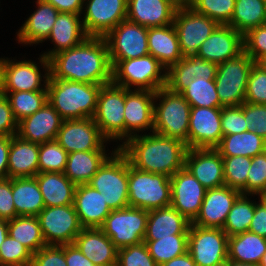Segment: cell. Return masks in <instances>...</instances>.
Masks as SVG:
<instances>
[{"label":"cell","instance_id":"b9f144b4","mask_svg":"<svg viewBox=\"0 0 266 266\" xmlns=\"http://www.w3.org/2000/svg\"><path fill=\"white\" fill-rule=\"evenodd\" d=\"M143 242L158 265L188 252V234H176L155 241Z\"/></svg>","mask_w":266,"mask_h":266},{"label":"cell","instance_id":"1f68e13d","mask_svg":"<svg viewBox=\"0 0 266 266\" xmlns=\"http://www.w3.org/2000/svg\"><path fill=\"white\" fill-rule=\"evenodd\" d=\"M147 41L149 54L156 58L166 69L183 58L178 34L173 23L148 28Z\"/></svg>","mask_w":266,"mask_h":266},{"label":"cell","instance_id":"7402d4cb","mask_svg":"<svg viewBox=\"0 0 266 266\" xmlns=\"http://www.w3.org/2000/svg\"><path fill=\"white\" fill-rule=\"evenodd\" d=\"M240 195V191L225 185L206 189L200 212L191 224L223 229L227 215Z\"/></svg>","mask_w":266,"mask_h":266},{"label":"cell","instance_id":"484cf974","mask_svg":"<svg viewBox=\"0 0 266 266\" xmlns=\"http://www.w3.org/2000/svg\"><path fill=\"white\" fill-rule=\"evenodd\" d=\"M177 8L171 0H127V20L146 28L166 26Z\"/></svg>","mask_w":266,"mask_h":266},{"label":"cell","instance_id":"ffe728a7","mask_svg":"<svg viewBox=\"0 0 266 266\" xmlns=\"http://www.w3.org/2000/svg\"><path fill=\"white\" fill-rule=\"evenodd\" d=\"M222 107H191L188 149L215 148L221 141Z\"/></svg>","mask_w":266,"mask_h":266},{"label":"cell","instance_id":"816d5d0a","mask_svg":"<svg viewBox=\"0 0 266 266\" xmlns=\"http://www.w3.org/2000/svg\"><path fill=\"white\" fill-rule=\"evenodd\" d=\"M245 102L266 104V72L256 63L249 74Z\"/></svg>","mask_w":266,"mask_h":266},{"label":"cell","instance_id":"cb8c5ba5","mask_svg":"<svg viewBox=\"0 0 266 266\" xmlns=\"http://www.w3.org/2000/svg\"><path fill=\"white\" fill-rule=\"evenodd\" d=\"M243 52V35L229 25H218L201 44L197 55L216 64L237 57Z\"/></svg>","mask_w":266,"mask_h":266},{"label":"cell","instance_id":"680465c9","mask_svg":"<svg viewBox=\"0 0 266 266\" xmlns=\"http://www.w3.org/2000/svg\"><path fill=\"white\" fill-rule=\"evenodd\" d=\"M16 217L12 195V178L0 180V218L11 220Z\"/></svg>","mask_w":266,"mask_h":266},{"label":"cell","instance_id":"c3c4849f","mask_svg":"<svg viewBox=\"0 0 266 266\" xmlns=\"http://www.w3.org/2000/svg\"><path fill=\"white\" fill-rule=\"evenodd\" d=\"M33 253L9 234L0 247V266H30Z\"/></svg>","mask_w":266,"mask_h":266},{"label":"cell","instance_id":"d4e9b609","mask_svg":"<svg viewBox=\"0 0 266 266\" xmlns=\"http://www.w3.org/2000/svg\"><path fill=\"white\" fill-rule=\"evenodd\" d=\"M217 64L204 60L201 56L183 57L167 69L166 86L170 91L181 93L194 78L215 80Z\"/></svg>","mask_w":266,"mask_h":266},{"label":"cell","instance_id":"d590c367","mask_svg":"<svg viewBox=\"0 0 266 266\" xmlns=\"http://www.w3.org/2000/svg\"><path fill=\"white\" fill-rule=\"evenodd\" d=\"M12 195L17 216H33L45 208L35 177L12 178Z\"/></svg>","mask_w":266,"mask_h":266},{"label":"cell","instance_id":"f35d334b","mask_svg":"<svg viewBox=\"0 0 266 266\" xmlns=\"http://www.w3.org/2000/svg\"><path fill=\"white\" fill-rule=\"evenodd\" d=\"M263 24H266L265 0H236L233 16L227 25L244 35Z\"/></svg>","mask_w":266,"mask_h":266},{"label":"cell","instance_id":"d6a6232c","mask_svg":"<svg viewBox=\"0 0 266 266\" xmlns=\"http://www.w3.org/2000/svg\"><path fill=\"white\" fill-rule=\"evenodd\" d=\"M39 144L11 136L8 178L35 177L38 173Z\"/></svg>","mask_w":266,"mask_h":266},{"label":"cell","instance_id":"f6af8a7d","mask_svg":"<svg viewBox=\"0 0 266 266\" xmlns=\"http://www.w3.org/2000/svg\"><path fill=\"white\" fill-rule=\"evenodd\" d=\"M224 185L247 195V177L252 157L222 156Z\"/></svg>","mask_w":266,"mask_h":266},{"label":"cell","instance_id":"8992f818","mask_svg":"<svg viewBox=\"0 0 266 266\" xmlns=\"http://www.w3.org/2000/svg\"><path fill=\"white\" fill-rule=\"evenodd\" d=\"M129 206L143 210L166 208L171 205V178L139 170L128 160Z\"/></svg>","mask_w":266,"mask_h":266},{"label":"cell","instance_id":"ab89813d","mask_svg":"<svg viewBox=\"0 0 266 266\" xmlns=\"http://www.w3.org/2000/svg\"><path fill=\"white\" fill-rule=\"evenodd\" d=\"M8 234L33 254L46 246L38 217L17 216L8 220Z\"/></svg>","mask_w":266,"mask_h":266},{"label":"cell","instance_id":"ac0fdd59","mask_svg":"<svg viewBox=\"0 0 266 266\" xmlns=\"http://www.w3.org/2000/svg\"><path fill=\"white\" fill-rule=\"evenodd\" d=\"M170 178V206L192 223L200 212L206 188L185 167Z\"/></svg>","mask_w":266,"mask_h":266},{"label":"cell","instance_id":"11a10c76","mask_svg":"<svg viewBox=\"0 0 266 266\" xmlns=\"http://www.w3.org/2000/svg\"><path fill=\"white\" fill-rule=\"evenodd\" d=\"M244 117L248 130L266 140V104L244 102Z\"/></svg>","mask_w":266,"mask_h":266},{"label":"cell","instance_id":"277c9868","mask_svg":"<svg viewBox=\"0 0 266 266\" xmlns=\"http://www.w3.org/2000/svg\"><path fill=\"white\" fill-rule=\"evenodd\" d=\"M190 113L191 106L180 93L167 87L158 89L155 92L153 132L181 140L188 148Z\"/></svg>","mask_w":266,"mask_h":266},{"label":"cell","instance_id":"7c38bea8","mask_svg":"<svg viewBox=\"0 0 266 266\" xmlns=\"http://www.w3.org/2000/svg\"><path fill=\"white\" fill-rule=\"evenodd\" d=\"M228 235L221 228L190 224L188 252L197 266H215L228 260Z\"/></svg>","mask_w":266,"mask_h":266},{"label":"cell","instance_id":"94428289","mask_svg":"<svg viewBox=\"0 0 266 266\" xmlns=\"http://www.w3.org/2000/svg\"><path fill=\"white\" fill-rule=\"evenodd\" d=\"M67 266H95L74 244H65Z\"/></svg>","mask_w":266,"mask_h":266},{"label":"cell","instance_id":"30bf717a","mask_svg":"<svg viewBox=\"0 0 266 266\" xmlns=\"http://www.w3.org/2000/svg\"><path fill=\"white\" fill-rule=\"evenodd\" d=\"M148 211L136 207L112 210L100 229L120 249L143 242L146 234Z\"/></svg>","mask_w":266,"mask_h":266},{"label":"cell","instance_id":"9f6ffc18","mask_svg":"<svg viewBox=\"0 0 266 266\" xmlns=\"http://www.w3.org/2000/svg\"><path fill=\"white\" fill-rule=\"evenodd\" d=\"M30 266H67L64 245H46L33 254Z\"/></svg>","mask_w":266,"mask_h":266},{"label":"cell","instance_id":"4316f807","mask_svg":"<svg viewBox=\"0 0 266 266\" xmlns=\"http://www.w3.org/2000/svg\"><path fill=\"white\" fill-rule=\"evenodd\" d=\"M73 205L83 228H100L112 211L102 193L88 184L76 186Z\"/></svg>","mask_w":266,"mask_h":266},{"label":"cell","instance_id":"91938a15","mask_svg":"<svg viewBox=\"0 0 266 266\" xmlns=\"http://www.w3.org/2000/svg\"><path fill=\"white\" fill-rule=\"evenodd\" d=\"M255 201L254 216L249 227L250 232L266 238V195L259 196Z\"/></svg>","mask_w":266,"mask_h":266},{"label":"cell","instance_id":"be15d7a7","mask_svg":"<svg viewBox=\"0 0 266 266\" xmlns=\"http://www.w3.org/2000/svg\"><path fill=\"white\" fill-rule=\"evenodd\" d=\"M11 136L0 137V180L8 178V157Z\"/></svg>","mask_w":266,"mask_h":266},{"label":"cell","instance_id":"7dc6e473","mask_svg":"<svg viewBox=\"0 0 266 266\" xmlns=\"http://www.w3.org/2000/svg\"><path fill=\"white\" fill-rule=\"evenodd\" d=\"M235 2L236 0H194L190 7L219 25H227L233 16Z\"/></svg>","mask_w":266,"mask_h":266},{"label":"cell","instance_id":"60d3db41","mask_svg":"<svg viewBox=\"0 0 266 266\" xmlns=\"http://www.w3.org/2000/svg\"><path fill=\"white\" fill-rule=\"evenodd\" d=\"M250 195H240L229 211L223 226L225 233L234 236L249 230L255 211V201Z\"/></svg>","mask_w":266,"mask_h":266},{"label":"cell","instance_id":"e575fe53","mask_svg":"<svg viewBox=\"0 0 266 266\" xmlns=\"http://www.w3.org/2000/svg\"><path fill=\"white\" fill-rule=\"evenodd\" d=\"M35 178L41 191L45 207L73 204L77 185L71 182L64 173H38Z\"/></svg>","mask_w":266,"mask_h":266},{"label":"cell","instance_id":"4dcf8cb0","mask_svg":"<svg viewBox=\"0 0 266 266\" xmlns=\"http://www.w3.org/2000/svg\"><path fill=\"white\" fill-rule=\"evenodd\" d=\"M189 222L171 206L148 211L146 234L143 241H155L176 234H188Z\"/></svg>","mask_w":266,"mask_h":266},{"label":"cell","instance_id":"6da1fadb","mask_svg":"<svg viewBox=\"0 0 266 266\" xmlns=\"http://www.w3.org/2000/svg\"><path fill=\"white\" fill-rule=\"evenodd\" d=\"M48 60L50 77L99 85L112 82V66L104 37H87L81 44Z\"/></svg>","mask_w":266,"mask_h":266},{"label":"cell","instance_id":"836d02e7","mask_svg":"<svg viewBox=\"0 0 266 266\" xmlns=\"http://www.w3.org/2000/svg\"><path fill=\"white\" fill-rule=\"evenodd\" d=\"M112 150L111 154L108 150H92L77 151L68 153L67 163L64 174L71 182L78 184H87L96 174L103 163L117 150Z\"/></svg>","mask_w":266,"mask_h":266},{"label":"cell","instance_id":"9a60e30c","mask_svg":"<svg viewBox=\"0 0 266 266\" xmlns=\"http://www.w3.org/2000/svg\"><path fill=\"white\" fill-rule=\"evenodd\" d=\"M148 28L121 21L105 37L110 61H121L143 57L149 54L147 41Z\"/></svg>","mask_w":266,"mask_h":266},{"label":"cell","instance_id":"003e7915","mask_svg":"<svg viewBox=\"0 0 266 266\" xmlns=\"http://www.w3.org/2000/svg\"><path fill=\"white\" fill-rule=\"evenodd\" d=\"M177 7H189L194 0H171Z\"/></svg>","mask_w":266,"mask_h":266},{"label":"cell","instance_id":"2e32d148","mask_svg":"<svg viewBox=\"0 0 266 266\" xmlns=\"http://www.w3.org/2000/svg\"><path fill=\"white\" fill-rule=\"evenodd\" d=\"M83 7L82 24L88 37H105L127 19V0H84Z\"/></svg>","mask_w":266,"mask_h":266},{"label":"cell","instance_id":"bcb514c9","mask_svg":"<svg viewBox=\"0 0 266 266\" xmlns=\"http://www.w3.org/2000/svg\"><path fill=\"white\" fill-rule=\"evenodd\" d=\"M68 153L56 140L39 144V173H63L66 167Z\"/></svg>","mask_w":266,"mask_h":266},{"label":"cell","instance_id":"89a4df30","mask_svg":"<svg viewBox=\"0 0 266 266\" xmlns=\"http://www.w3.org/2000/svg\"><path fill=\"white\" fill-rule=\"evenodd\" d=\"M256 64L260 66L266 72V56L260 58Z\"/></svg>","mask_w":266,"mask_h":266},{"label":"cell","instance_id":"03108f58","mask_svg":"<svg viewBox=\"0 0 266 266\" xmlns=\"http://www.w3.org/2000/svg\"><path fill=\"white\" fill-rule=\"evenodd\" d=\"M8 235V221L0 218V247Z\"/></svg>","mask_w":266,"mask_h":266},{"label":"cell","instance_id":"d6986e66","mask_svg":"<svg viewBox=\"0 0 266 266\" xmlns=\"http://www.w3.org/2000/svg\"><path fill=\"white\" fill-rule=\"evenodd\" d=\"M154 101L155 92L153 91L125 88V142L139 135V132L141 135L146 130L153 132Z\"/></svg>","mask_w":266,"mask_h":266},{"label":"cell","instance_id":"ee69618b","mask_svg":"<svg viewBox=\"0 0 266 266\" xmlns=\"http://www.w3.org/2000/svg\"><path fill=\"white\" fill-rule=\"evenodd\" d=\"M191 107H224L219 100L215 80L194 78L180 93Z\"/></svg>","mask_w":266,"mask_h":266},{"label":"cell","instance_id":"f5cc1de1","mask_svg":"<svg viewBox=\"0 0 266 266\" xmlns=\"http://www.w3.org/2000/svg\"><path fill=\"white\" fill-rule=\"evenodd\" d=\"M243 51L255 63L266 56V24L252 28L243 35Z\"/></svg>","mask_w":266,"mask_h":266},{"label":"cell","instance_id":"8fae6325","mask_svg":"<svg viewBox=\"0 0 266 266\" xmlns=\"http://www.w3.org/2000/svg\"><path fill=\"white\" fill-rule=\"evenodd\" d=\"M38 59L44 74L41 73L40 66L32 60L24 58L23 61H18L3 57V92L47 90L49 60L42 54Z\"/></svg>","mask_w":266,"mask_h":266},{"label":"cell","instance_id":"681fc988","mask_svg":"<svg viewBox=\"0 0 266 266\" xmlns=\"http://www.w3.org/2000/svg\"><path fill=\"white\" fill-rule=\"evenodd\" d=\"M247 175V195H266V151L252 157Z\"/></svg>","mask_w":266,"mask_h":266},{"label":"cell","instance_id":"9c48e42d","mask_svg":"<svg viewBox=\"0 0 266 266\" xmlns=\"http://www.w3.org/2000/svg\"><path fill=\"white\" fill-rule=\"evenodd\" d=\"M254 60L244 51L237 57L217 64L216 91L224 107L240 106L245 102L247 82Z\"/></svg>","mask_w":266,"mask_h":266},{"label":"cell","instance_id":"f546056e","mask_svg":"<svg viewBox=\"0 0 266 266\" xmlns=\"http://www.w3.org/2000/svg\"><path fill=\"white\" fill-rule=\"evenodd\" d=\"M80 16L74 13L59 12L48 37L54 47L42 53L46 59L81 44L88 37Z\"/></svg>","mask_w":266,"mask_h":266},{"label":"cell","instance_id":"ba28073f","mask_svg":"<svg viewBox=\"0 0 266 266\" xmlns=\"http://www.w3.org/2000/svg\"><path fill=\"white\" fill-rule=\"evenodd\" d=\"M125 88L113 82L101 86L93 117L102 135L110 142L125 143Z\"/></svg>","mask_w":266,"mask_h":266},{"label":"cell","instance_id":"603a6c76","mask_svg":"<svg viewBox=\"0 0 266 266\" xmlns=\"http://www.w3.org/2000/svg\"><path fill=\"white\" fill-rule=\"evenodd\" d=\"M63 118L48 101L33 115L18 122L17 135L33 143H45L56 140Z\"/></svg>","mask_w":266,"mask_h":266},{"label":"cell","instance_id":"83f0119b","mask_svg":"<svg viewBox=\"0 0 266 266\" xmlns=\"http://www.w3.org/2000/svg\"><path fill=\"white\" fill-rule=\"evenodd\" d=\"M74 244L95 266H116L118 248L100 228H83Z\"/></svg>","mask_w":266,"mask_h":266},{"label":"cell","instance_id":"753ad0ef","mask_svg":"<svg viewBox=\"0 0 266 266\" xmlns=\"http://www.w3.org/2000/svg\"><path fill=\"white\" fill-rule=\"evenodd\" d=\"M215 266H230V260H226L225 262L215 265Z\"/></svg>","mask_w":266,"mask_h":266},{"label":"cell","instance_id":"7bdbcfd3","mask_svg":"<svg viewBox=\"0 0 266 266\" xmlns=\"http://www.w3.org/2000/svg\"><path fill=\"white\" fill-rule=\"evenodd\" d=\"M17 122L33 115L47 102V90L3 92Z\"/></svg>","mask_w":266,"mask_h":266},{"label":"cell","instance_id":"6125c7cd","mask_svg":"<svg viewBox=\"0 0 266 266\" xmlns=\"http://www.w3.org/2000/svg\"><path fill=\"white\" fill-rule=\"evenodd\" d=\"M52 4L59 12L82 15L84 0H44Z\"/></svg>","mask_w":266,"mask_h":266},{"label":"cell","instance_id":"6f0895ef","mask_svg":"<svg viewBox=\"0 0 266 266\" xmlns=\"http://www.w3.org/2000/svg\"><path fill=\"white\" fill-rule=\"evenodd\" d=\"M18 122L5 95L0 96V137L17 135Z\"/></svg>","mask_w":266,"mask_h":266},{"label":"cell","instance_id":"5b68a950","mask_svg":"<svg viewBox=\"0 0 266 266\" xmlns=\"http://www.w3.org/2000/svg\"><path fill=\"white\" fill-rule=\"evenodd\" d=\"M112 82L128 90H149L156 92L166 86L167 69L152 55L110 61Z\"/></svg>","mask_w":266,"mask_h":266},{"label":"cell","instance_id":"db71d44e","mask_svg":"<svg viewBox=\"0 0 266 266\" xmlns=\"http://www.w3.org/2000/svg\"><path fill=\"white\" fill-rule=\"evenodd\" d=\"M221 127L223 136L249 131L244 117V103L240 106L222 107Z\"/></svg>","mask_w":266,"mask_h":266},{"label":"cell","instance_id":"8c879c8a","mask_svg":"<svg viewBox=\"0 0 266 266\" xmlns=\"http://www.w3.org/2000/svg\"><path fill=\"white\" fill-rule=\"evenodd\" d=\"M259 266H266V252L264 253Z\"/></svg>","mask_w":266,"mask_h":266},{"label":"cell","instance_id":"7a4b0ae2","mask_svg":"<svg viewBox=\"0 0 266 266\" xmlns=\"http://www.w3.org/2000/svg\"><path fill=\"white\" fill-rule=\"evenodd\" d=\"M117 148L130 164L142 171L173 176L184 168L187 145L181 140L144 132L129 138Z\"/></svg>","mask_w":266,"mask_h":266},{"label":"cell","instance_id":"44dd1931","mask_svg":"<svg viewBox=\"0 0 266 266\" xmlns=\"http://www.w3.org/2000/svg\"><path fill=\"white\" fill-rule=\"evenodd\" d=\"M184 167L206 188L224 186L222 156L215 148H190Z\"/></svg>","mask_w":266,"mask_h":266},{"label":"cell","instance_id":"8d00e7d4","mask_svg":"<svg viewBox=\"0 0 266 266\" xmlns=\"http://www.w3.org/2000/svg\"><path fill=\"white\" fill-rule=\"evenodd\" d=\"M227 251L230 261L259 265L266 252V238L250 231L230 236Z\"/></svg>","mask_w":266,"mask_h":266},{"label":"cell","instance_id":"3957f363","mask_svg":"<svg viewBox=\"0 0 266 266\" xmlns=\"http://www.w3.org/2000/svg\"><path fill=\"white\" fill-rule=\"evenodd\" d=\"M101 86L49 77L47 101L64 120L93 118Z\"/></svg>","mask_w":266,"mask_h":266},{"label":"cell","instance_id":"e7e4bbea","mask_svg":"<svg viewBox=\"0 0 266 266\" xmlns=\"http://www.w3.org/2000/svg\"><path fill=\"white\" fill-rule=\"evenodd\" d=\"M159 266H197L192 259V256L189 252H186L185 254L175 257L171 260H169L166 263H163Z\"/></svg>","mask_w":266,"mask_h":266},{"label":"cell","instance_id":"4fadbf2b","mask_svg":"<svg viewBox=\"0 0 266 266\" xmlns=\"http://www.w3.org/2000/svg\"><path fill=\"white\" fill-rule=\"evenodd\" d=\"M37 217L46 245L72 244L83 229L73 204L45 207Z\"/></svg>","mask_w":266,"mask_h":266},{"label":"cell","instance_id":"2644e50d","mask_svg":"<svg viewBox=\"0 0 266 266\" xmlns=\"http://www.w3.org/2000/svg\"><path fill=\"white\" fill-rule=\"evenodd\" d=\"M230 266H259L257 264H249V263H237L234 261H230Z\"/></svg>","mask_w":266,"mask_h":266},{"label":"cell","instance_id":"5bb4252c","mask_svg":"<svg viewBox=\"0 0 266 266\" xmlns=\"http://www.w3.org/2000/svg\"><path fill=\"white\" fill-rule=\"evenodd\" d=\"M173 24L183 57L197 54L201 44L219 25L215 20L197 13L190 6L177 8Z\"/></svg>","mask_w":266,"mask_h":266},{"label":"cell","instance_id":"f1b7e54d","mask_svg":"<svg viewBox=\"0 0 266 266\" xmlns=\"http://www.w3.org/2000/svg\"><path fill=\"white\" fill-rule=\"evenodd\" d=\"M36 10L25 20L17 34L18 44L38 45L48 40L59 11L44 0H37Z\"/></svg>","mask_w":266,"mask_h":266},{"label":"cell","instance_id":"e0dca14e","mask_svg":"<svg viewBox=\"0 0 266 266\" xmlns=\"http://www.w3.org/2000/svg\"><path fill=\"white\" fill-rule=\"evenodd\" d=\"M56 141L67 153L106 150L108 143L93 118L63 120Z\"/></svg>","mask_w":266,"mask_h":266},{"label":"cell","instance_id":"a7ac6f4b","mask_svg":"<svg viewBox=\"0 0 266 266\" xmlns=\"http://www.w3.org/2000/svg\"><path fill=\"white\" fill-rule=\"evenodd\" d=\"M3 95V58L0 57V96Z\"/></svg>","mask_w":266,"mask_h":266},{"label":"cell","instance_id":"74e56055","mask_svg":"<svg viewBox=\"0 0 266 266\" xmlns=\"http://www.w3.org/2000/svg\"><path fill=\"white\" fill-rule=\"evenodd\" d=\"M221 156L255 157L266 151V140L252 131L224 135L215 147Z\"/></svg>","mask_w":266,"mask_h":266},{"label":"cell","instance_id":"52a82bcc","mask_svg":"<svg viewBox=\"0 0 266 266\" xmlns=\"http://www.w3.org/2000/svg\"><path fill=\"white\" fill-rule=\"evenodd\" d=\"M87 184L102 193L111 210L128 207V158L117 149Z\"/></svg>","mask_w":266,"mask_h":266},{"label":"cell","instance_id":"f907efd6","mask_svg":"<svg viewBox=\"0 0 266 266\" xmlns=\"http://www.w3.org/2000/svg\"><path fill=\"white\" fill-rule=\"evenodd\" d=\"M116 266H159L144 242L118 249Z\"/></svg>","mask_w":266,"mask_h":266}]
</instances>
